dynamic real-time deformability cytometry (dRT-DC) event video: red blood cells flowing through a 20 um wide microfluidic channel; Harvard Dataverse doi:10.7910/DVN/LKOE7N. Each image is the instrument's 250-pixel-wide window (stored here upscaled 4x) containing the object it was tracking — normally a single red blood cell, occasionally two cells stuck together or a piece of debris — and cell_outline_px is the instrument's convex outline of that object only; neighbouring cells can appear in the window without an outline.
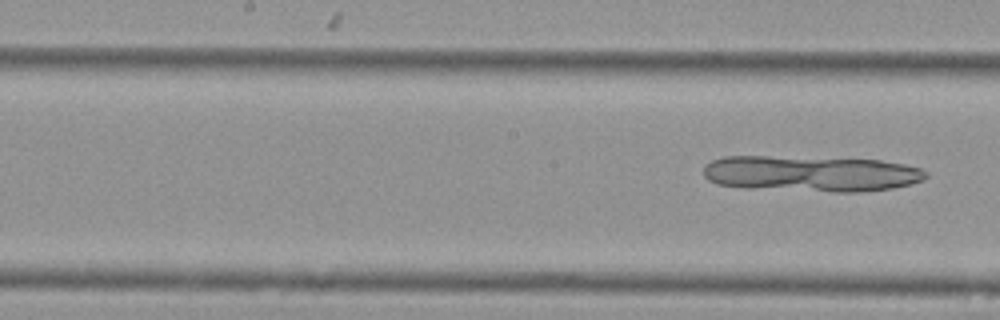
{"species": "Egyptian fruit bat (a non-hibernating species)", "species_latin": "Rousettus aegyptiacus", "temperature_condition": "cold", "stored_images_in_passage": 9, "camera_frame_rate_fps": 3000, "um_per_image_px": 0.085, "animal": {"sex": "female"}, "frame": {"image": 1, "passage_image": 9, "time_ms": 2.667, "image_size_px": [1000, 320], "cell_outline_px": [[928, 176], [924, 180], [892, 188], [860, 192], [832, 192], [744, 188], [716, 184], [708, 180], [704, 176], [704, 164], [712, 160], [724, 156], [768, 156], [880, 160], [904, 164], [920, 168], [928, 172]], "centroid_in_image_um": [68.9, 14.76], "position_along_channel_um": 179.3, "area_um2": 46.93}}